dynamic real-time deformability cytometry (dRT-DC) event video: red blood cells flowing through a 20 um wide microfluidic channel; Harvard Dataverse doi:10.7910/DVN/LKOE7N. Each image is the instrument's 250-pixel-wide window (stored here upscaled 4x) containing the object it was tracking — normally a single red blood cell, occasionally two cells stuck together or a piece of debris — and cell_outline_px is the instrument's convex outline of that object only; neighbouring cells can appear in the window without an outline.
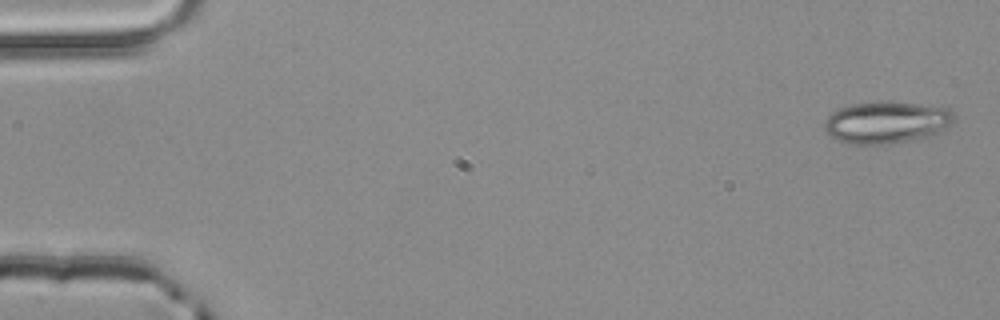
{"species": "common noctule bat (a hibernating species)", "species_latin": "Nyctalus noctula", "temperature_condition": "room temperature", "stored_images_in_passage": 4, "camera_frame_rate_fps": 3000, "um_per_image_px": 0.085, "animal": {"sex": "male", "body_mass_g": 20.4}, "frame": {"image": 1, "passage_image": 1, "time_ms": 0.0, "image_size_px": [1000, 320], "cell_outline_px": [[956, 120], [952, 124], [940, 132], [928, 136], [888, 144], [848, 144], [836, 140], [828, 136], [824, 128], [824, 120], [832, 112], [840, 108], [852, 104], [880, 100], [940, 104], [948, 108], [952, 112]], "centroid_in_image_um": [75.38, 10.36], "position_along_channel_um": 9.6, "area_um2": 32.66}}